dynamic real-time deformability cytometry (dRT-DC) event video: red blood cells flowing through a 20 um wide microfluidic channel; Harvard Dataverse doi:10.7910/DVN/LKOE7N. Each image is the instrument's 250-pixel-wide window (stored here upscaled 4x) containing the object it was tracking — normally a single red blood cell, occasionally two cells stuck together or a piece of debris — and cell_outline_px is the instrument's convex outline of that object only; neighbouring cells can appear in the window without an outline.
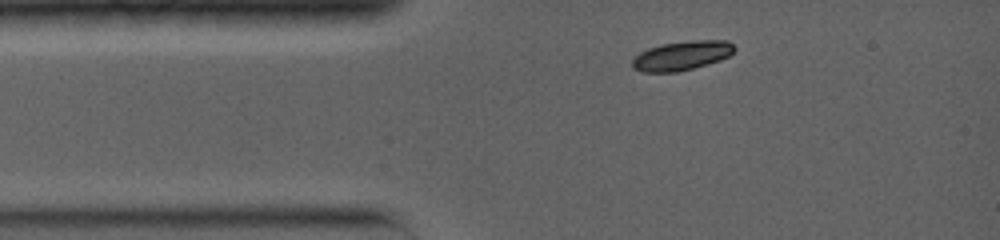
{"species": "common noctule bat (a hibernating species)", "species_latin": "Nyctalus noctula", "temperature_condition": "warm", "stored_images_in_passage": 2, "camera_frame_rate_fps": 5000, "um_per_image_px": 0.085, "animal": {"sex": "female", "body_mass_g": 19.0, "forearm_length_mm": 56.7}, "frame": {"image": 1, "passage_image": 1, "time_ms": 0.0, "image_size_px": [1000, 240], "cell_outline_px": [[736, 48], [728, 56], [720, 60], [692, 68], [676, 72], [644, 72], [632, 68], [632, 60], [640, 52], [648, 48], [660, 44], [692, 40], [728, 40]], "centroid_in_image_um": [57.94, 4.72], "position_along_channel_um": 27.1, "area_um2": 17.34}}